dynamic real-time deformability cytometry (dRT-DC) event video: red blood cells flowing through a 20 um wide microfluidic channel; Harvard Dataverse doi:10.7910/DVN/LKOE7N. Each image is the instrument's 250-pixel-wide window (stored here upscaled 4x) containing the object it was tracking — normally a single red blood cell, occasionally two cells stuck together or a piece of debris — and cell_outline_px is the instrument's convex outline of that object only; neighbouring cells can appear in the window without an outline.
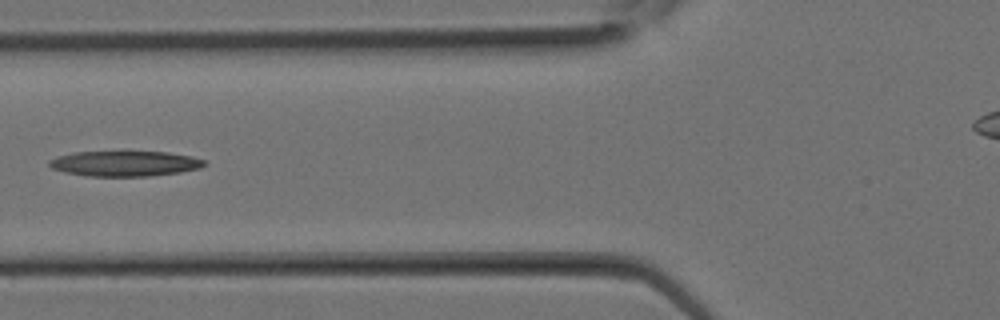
{"species": "Egyptian fruit bat (a non-hibernating species)", "species_latin": "Rousettus aegyptiacus", "temperature_condition": "room temperature", "stored_images_in_passage": 9, "camera_frame_rate_fps": 3000, "um_per_image_px": 0.085, "animal": {"sex": "female"}, "frame": {"image": 1, "passage_image": 8, "time_ms": 2.333, "image_size_px": [1000, 320], "cell_outline_px": [[208, 164], [200, 168], [180, 172], [148, 176], [84, 176], [64, 172], [52, 168], [48, 164], [48, 160], [72, 152], [168, 152], [192, 156], [204, 160]], "centroid_in_image_um": [10.62, 13.9], "position_along_channel_um": 115.2, "area_um2": 22.89}}